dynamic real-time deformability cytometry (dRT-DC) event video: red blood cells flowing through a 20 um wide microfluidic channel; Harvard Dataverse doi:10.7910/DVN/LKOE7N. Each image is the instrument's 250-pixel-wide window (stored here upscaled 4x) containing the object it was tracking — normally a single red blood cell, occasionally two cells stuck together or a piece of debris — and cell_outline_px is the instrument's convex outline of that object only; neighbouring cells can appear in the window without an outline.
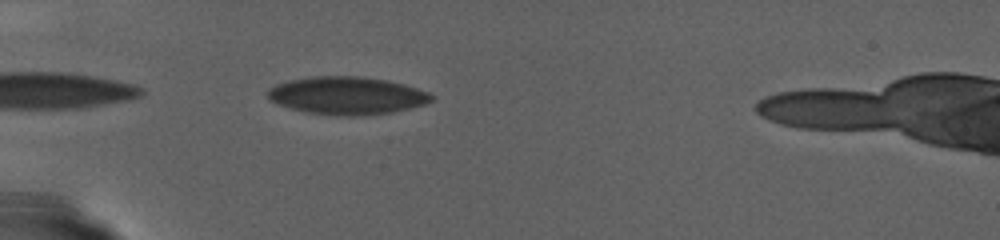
{"species": "human", "species_latin": "Homo sapiens", "temperature_condition": "warm", "stored_images_in_passage": 72, "camera_frame_rate_fps": 3000, "um_per_image_px": 0.085, "donor": {"sex": "female"}, "frame": {"image": 1, "passage_image": 3, "time_ms": 0.667, "image_size_px": [1000, 240], "cell_outline_px": [[432, 100], [424, 104], [392, 112], [352, 116], [336, 116], [308, 112], [276, 104], [268, 96], [268, 88], [276, 84], [288, 80], [312, 76], [360, 76], [388, 80], [416, 88], [428, 92], [432, 96]], "centroid_in_image_um": [29.46, 8.11], "position_along_channel_um": 55.5, "area_um2": 35.78}}
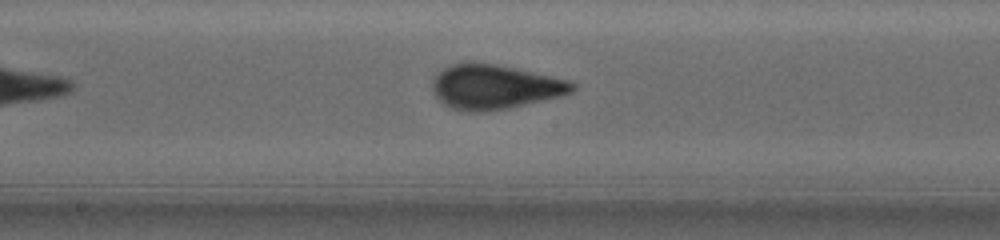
{"frame": {"image": 2, "passage_image": 27, "time_ms": 8.667, "image_size_px": [1000, 240], "cell_outline_px": [[576, 88], [572, 92], [564, 96], [508, 108], [484, 112], [472, 112], [452, 108], [444, 104], [436, 96], [432, 88], [432, 80], [444, 68], [452, 64], [472, 60], [496, 64], [568, 80], [576, 84]], "centroid_in_image_um": [42.06, 7.38], "position_along_channel_um": 206.1, "area_um2": 36.41}}
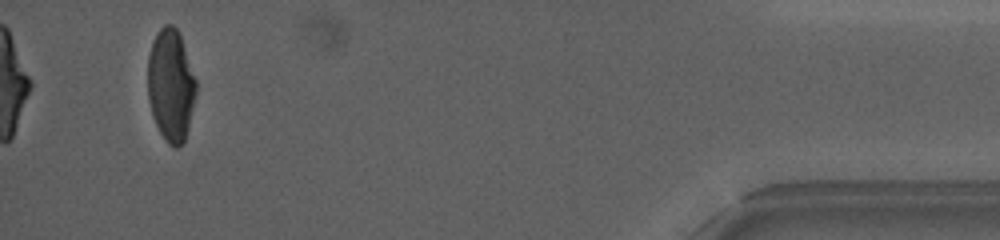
{"frame": {"image": 3, "passage_image": 67, "time_ms": 22.0, "image_size_px": [1000, 240], "cell_outline_px": [[196, 92], [188, 128], [184, 140], [176, 148], [168, 144], [160, 132], [156, 124], [148, 100], [148, 56], [152, 44], [160, 28], [164, 24], [172, 24], [180, 32], [196, 80]], "centroid_in_image_um": [14.52, 7.21], "position_along_channel_um": 420.7, "area_um2": 31.39}}